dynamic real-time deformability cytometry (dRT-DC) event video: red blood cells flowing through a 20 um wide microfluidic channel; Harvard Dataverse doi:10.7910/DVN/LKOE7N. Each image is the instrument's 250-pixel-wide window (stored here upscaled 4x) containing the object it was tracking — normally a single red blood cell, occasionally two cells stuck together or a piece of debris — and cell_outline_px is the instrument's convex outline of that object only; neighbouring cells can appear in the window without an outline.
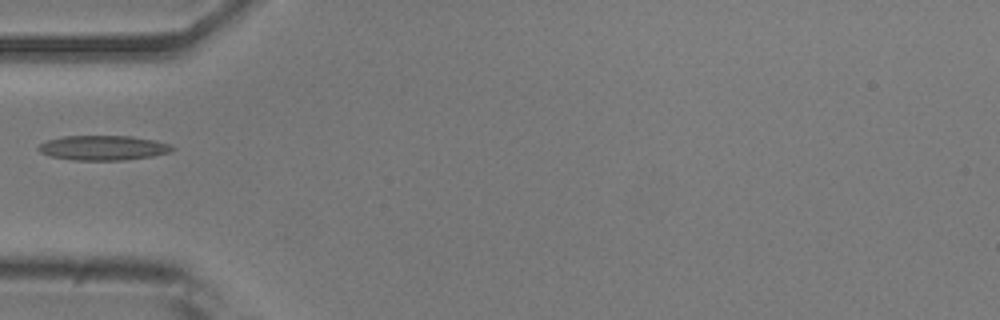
{"species": "common noctule bat (a hibernating species)", "species_latin": "Nyctalus noctula", "temperature_condition": "room temperature", "stored_images_in_passage": 36, "camera_frame_rate_fps": 3000, "um_per_image_px": 0.085, "animal": {"sex": "male", "body_mass_g": 20.5, "forearm_length_mm": 52.5}, "frame": {"image": 1, "passage_image": 1, "time_ms": 0.0, "image_size_px": [1000, 320], "cell_outline_px": [[176, 148], [172, 152], [152, 156], [124, 160], [72, 160], [52, 156], [40, 152], [36, 148], [40, 144], [48, 140], [64, 136], [132, 136], [156, 140], [172, 144]], "centroid_in_image_um": [8.83, 12.56], "position_along_channel_um": 76.2, "area_um2": 19.42}}
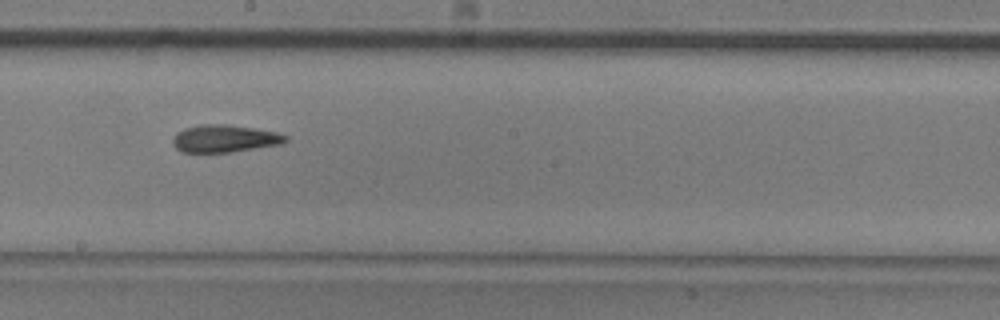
{"frame": {"image": 2, "passage_image": 13, "time_ms": 4.0, "image_size_px": [1000, 320], "cell_outline_px": [[288, 140], [284, 144], [232, 152], [180, 152], [172, 144], [172, 140], [176, 132], [184, 128], [200, 124], [228, 124], [276, 132], [288, 136]], "centroid_in_image_um": [19.09, 11.78], "position_along_channel_um": 229.1, "area_um2": 18.26}}
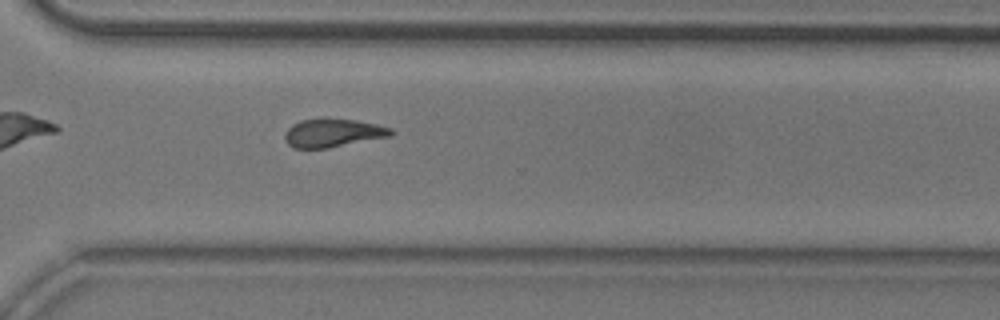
{"frame": {"image": 3, "passage_image": 22, "time_ms": 7.0, "image_size_px": [1000, 320], "cell_outline_px": [[396, 132], [392, 136], [328, 148], [292, 148], [284, 140], [284, 136], [288, 128], [292, 124], [300, 120], [356, 120], [376, 124], [392, 128]], "centroid_in_image_um": [28.33, 11.32], "position_along_channel_um": 342.3, "area_um2": 17.34}}